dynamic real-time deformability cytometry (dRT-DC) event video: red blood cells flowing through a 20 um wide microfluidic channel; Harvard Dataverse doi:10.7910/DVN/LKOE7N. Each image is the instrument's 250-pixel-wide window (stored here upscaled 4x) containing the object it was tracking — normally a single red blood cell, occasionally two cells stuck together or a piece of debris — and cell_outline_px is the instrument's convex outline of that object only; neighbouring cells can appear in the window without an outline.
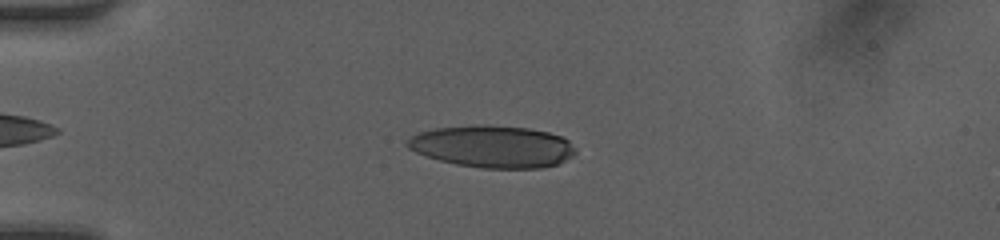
{"species": "human", "species_latin": "Homo sapiens", "temperature_condition": "room temperature", "stored_images_in_passage": 39, "camera_frame_rate_fps": 3000, "um_per_image_px": 0.085, "donor": {"sex": "female"}, "frame": {"image": 1, "passage_image": 8, "time_ms": 2.333, "image_size_px": [1000, 240], "cell_outline_px": [[576, 152], [564, 160], [556, 164], [540, 168], [480, 168], [456, 164], [440, 160], [416, 152], [408, 148], [404, 144], [412, 136], [420, 132], [436, 128], [472, 124], [484, 124], [528, 128], [548, 132], [560, 136], [568, 140], [576, 148]], "centroid_in_image_um": [41.85, 12.44], "position_along_channel_um": 43.1, "area_um2": 41.21}}
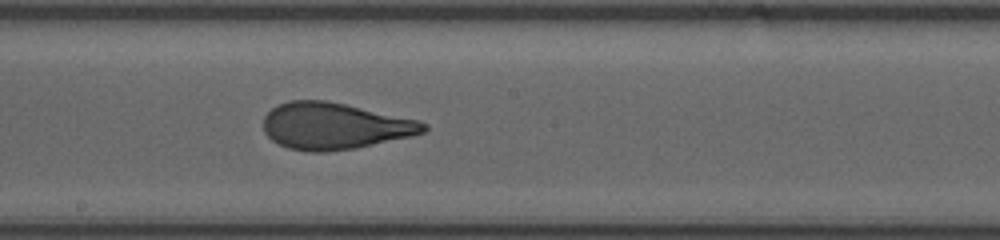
{"frame": {"image": 2, "passage_image": 23, "time_ms": 7.333, "image_size_px": [1000, 240], "cell_outline_px": [[428, 128], [424, 132], [412, 136], [352, 148], [324, 152], [308, 152], [288, 148], [272, 140], [264, 132], [264, 116], [272, 108], [288, 100], [328, 100], [420, 120], [428, 124]], "centroid_in_image_um": [28.44, 10.7], "position_along_channel_um": 219.8, "area_um2": 43.47}}
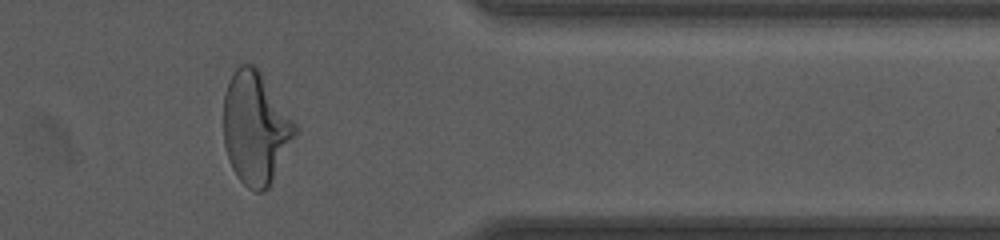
{"frame": {"image": 3, "passage_image": 36, "time_ms": 11.667, "image_size_px": [1000, 240], "cell_outline_px": [[296, 132], [268, 188], [264, 192], [256, 192], [248, 188], [236, 176], [232, 168], [224, 144], [224, 92], [228, 80], [232, 72], [240, 64], [252, 64], [260, 72], [296, 124]], "centroid_in_image_um": [21.68, 10.87], "position_along_channel_um": 389.7, "area_um2": 46.12}, "authors_computed_cell_mechanics": {"area_um2": 43.2344, "velocity_mm_per_s": 4.2421, "shape_relaxation_time_tau1_ms": 5.4314, "shape_relaxation_time_tau2_ms": 1.0049, "deformation_change_tau1": 0.2396, "deformation_change_tau2": 0.0905}}